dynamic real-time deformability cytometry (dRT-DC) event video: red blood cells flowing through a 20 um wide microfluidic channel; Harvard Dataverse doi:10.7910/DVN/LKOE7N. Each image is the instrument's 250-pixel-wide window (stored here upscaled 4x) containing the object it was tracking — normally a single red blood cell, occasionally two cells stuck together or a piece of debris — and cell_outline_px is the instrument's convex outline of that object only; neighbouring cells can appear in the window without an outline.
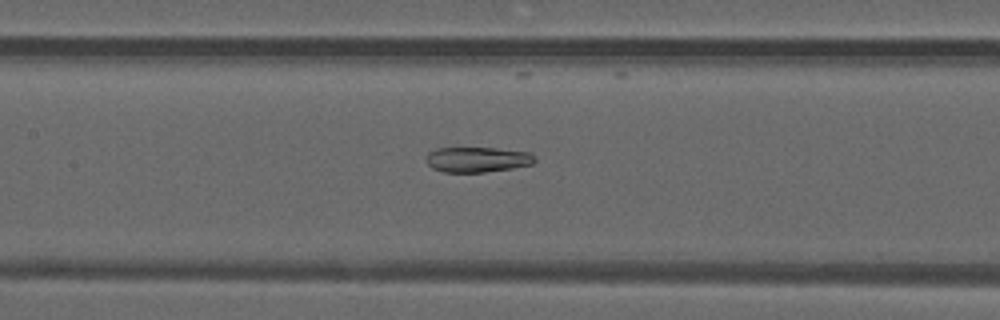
{"species": "common noctule bat (a hibernating species)", "species_latin": "Nyctalus noctula", "temperature_condition": "warm", "stored_images_in_passage": 50, "segment_of_instrument_passage": [2, 2], "camera_frame_rate_fps": 3000, "um_per_image_px": 0.085, "animal": {"sex": "male", "forearm_length_mm": 52.5}, "frame": {"image": 1, "passage_image": 24, "time_ms": 7.667, "image_size_px": [1000, 320], "cell_outline_px": [[536, 160], [532, 164], [512, 168], [484, 172], [444, 172], [432, 168], [428, 164], [428, 152], [436, 148], [496, 148], [528, 152], [536, 156]], "centroid_in_image_um": [40.6, 13.56], "position_along_channel_um": 166.8, "area_um2": 15.9}}
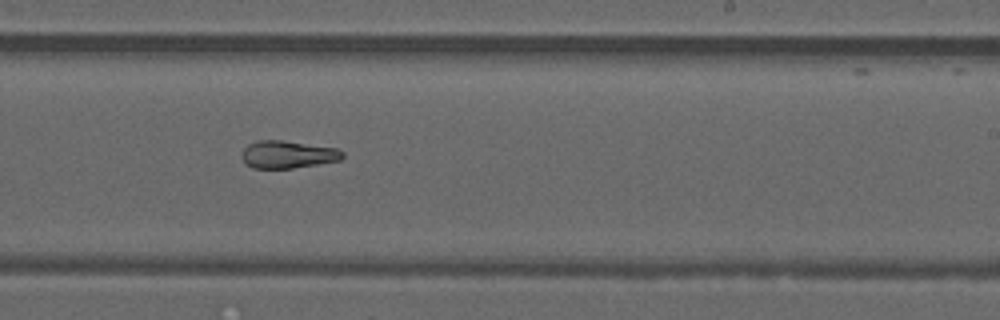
{"frame": {"image": 2, "passage_image": 31, "time_ms": 10.0, "image_size_px": [1000, 320], "cell_outline_px": [[344, 156], [340, 160], [292, 168], [252, 168], [244, 164], [240, 156], [244, 148], [248, 144], [256, 140], [280, 140], [336, 148], [344, 152]], "centroid_in_image_um": [24.4, 13.13], "position_along_channel_um": 264.6, "area_um2": 16.18}}
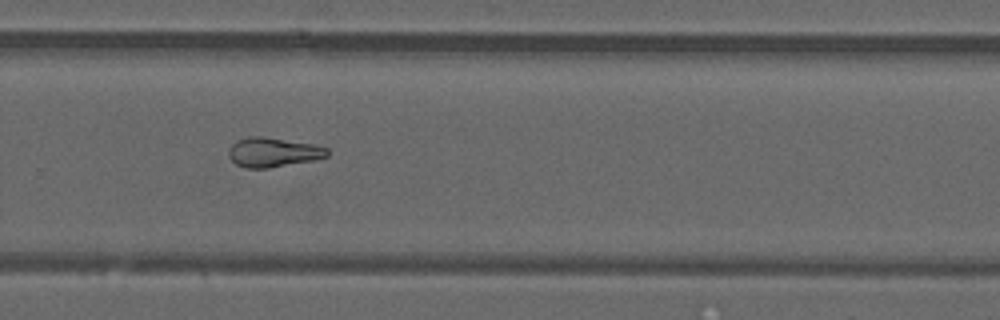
{"frame": {"image": 3, "passage_image": 34, "time_ms": 11.0, "image_size_px": [1000, 320], "cell_outline_px": [[328, 156], [312, 160], [268, 168], [244, 168], [236, 164], [228, 156], [228, 152], [232, 144], [236, 140], [248, 136], [264, 136], [316, 144], [328, 148]], "centroid_in_image_um": [23.2, 12.92], "position_along_channel_um": 306.6, "area_um2": 17.05}}